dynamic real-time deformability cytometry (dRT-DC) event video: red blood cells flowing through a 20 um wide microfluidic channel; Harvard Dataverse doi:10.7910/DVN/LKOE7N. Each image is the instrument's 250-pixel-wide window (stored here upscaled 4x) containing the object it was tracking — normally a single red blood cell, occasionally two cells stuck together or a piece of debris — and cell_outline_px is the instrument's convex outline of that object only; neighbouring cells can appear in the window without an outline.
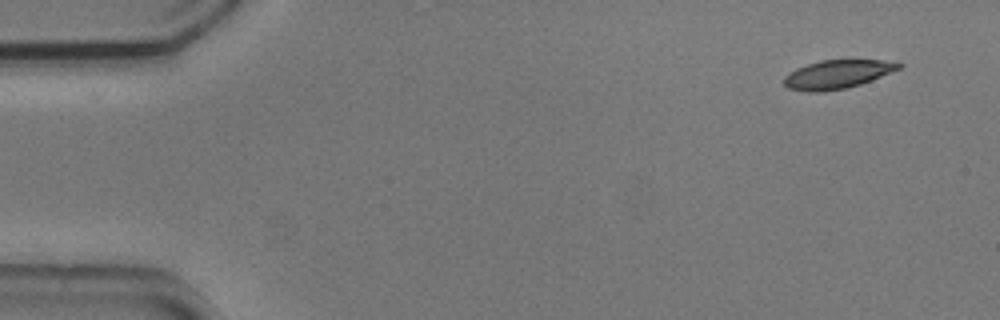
{"species": "common noctule bat (a hibernating species)", "species_latin": "Nyctalus noctula", "temperature_condition": "cold", "stored_images_in_passage": 8, "camera_frame_rate_fps": 3000, "um_per_image_px": 0.085, "animal": {"sex": "male", "body_mass_g": 20.5, "forearm_length_mm": 52.5}, "frame": {"image": 1, "passage_image": 1, "time_ms": 0.0, "image_size_px": [1000, 320], "cell_outline_px": [[904, 64], [900, 68], [872, 80], [860, 84], [844, 88], [824, 92], [808, 92], [788, 88], [784, 84], [784, 76], [796, 68], [820, 60], [880, 60]], "centroid_in_image_um": [71.13, 6.32], "position_along_channel_um": 13.9, "area_um2": 18.96}}